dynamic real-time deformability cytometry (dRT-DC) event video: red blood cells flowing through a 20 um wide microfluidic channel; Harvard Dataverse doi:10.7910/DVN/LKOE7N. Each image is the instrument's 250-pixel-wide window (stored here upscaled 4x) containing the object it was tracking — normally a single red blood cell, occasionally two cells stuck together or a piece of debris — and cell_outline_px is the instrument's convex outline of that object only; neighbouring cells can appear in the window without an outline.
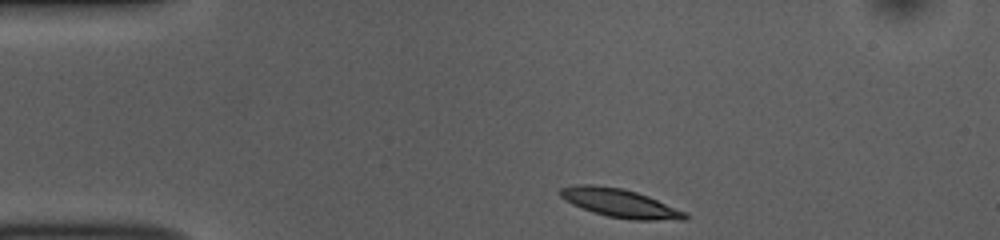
{"species": "common noctule bat (a hibernating species)", "species_latin": "Nyctalus noctula", "temperature_condition": "room temperature", "stored_images_in_passage": 44, "camera_frame_rate_fps": 3000, "um_per_image_px": 0.085, "animal": {"sex": "female", "body_mass_g": 10.0, "forearm_length_mm": 53.1}, "frame": {"image": 1, "passage_image": 1, "time_ms": 0.0, "image_size_px": [1000, 240], "cell_outline_px": [[688, 220], [632, 220], [608, 216], [572, 204], [564, 200], [560, 196], [560, 188], [576, 184], [592, 184], [624, 188], [648, 196], [688, 212]], "centroid_in_image_um": [52.75, 17.26], "position_along_channel_um": 32.3, "area_um2": 20.81}}
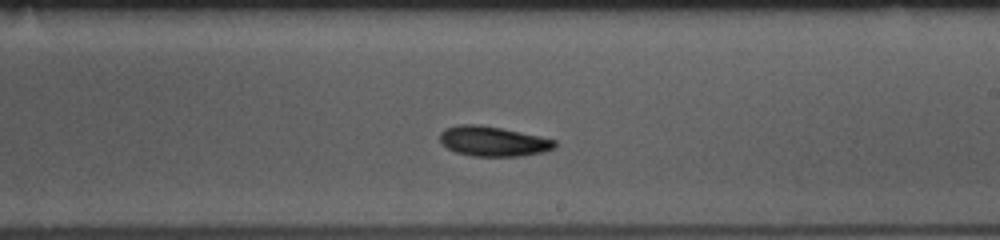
{"frame": {"image": 2, "passage_image": 22, "time_ms": 7.0, "image_size_px": [1000, 240], "cell_outline_px": [[556, 148], [544, 152], [520, 156], [472, 156], [456, 152], [448, 148], [440, 140], [440, 132], [444, 128], [460, 124], [476, 124], [500, 128], [540, 136], [556, 140]], "centroid_in_image_um": [41.93, 12.01], "position_along_channel_um": 247.1, "area_um2": 20.0}}
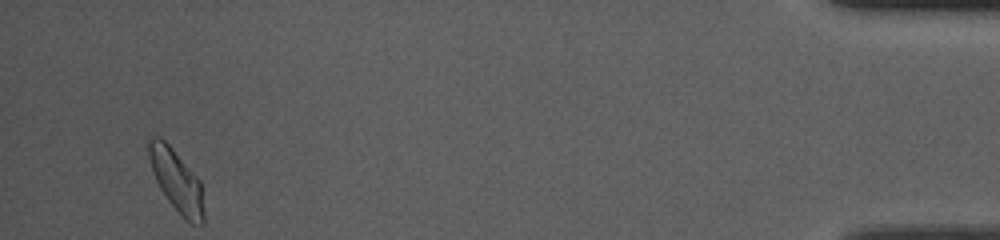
{"frame": {"image": 3, "passage_image": 42, "time_ms": 13.667, "image_size_px": [1000, 240], "cell_outline_px": [[204, 224], [192, 224], [168, 200], [160, 188], [152, 172], [144, 144], [148, 136], [160, 136], [172, 148], [200, 180], [204, 212]], "centroid_in_image_um": [14.94, 15.26], "position_along_channel_um": 420.3, "area_um2": 19.94}, "authors_computed_cell_mechanics": {"area_um2": 19.652, "velocity_mm_per_s": 3.7217, "shape_relaxation_time_tau1_ms": 3.0411, "shape_relaxation_time_tau2_ms": null, "deformation_change_tau1": 0.1212, "deformation_change_tau2": null}}